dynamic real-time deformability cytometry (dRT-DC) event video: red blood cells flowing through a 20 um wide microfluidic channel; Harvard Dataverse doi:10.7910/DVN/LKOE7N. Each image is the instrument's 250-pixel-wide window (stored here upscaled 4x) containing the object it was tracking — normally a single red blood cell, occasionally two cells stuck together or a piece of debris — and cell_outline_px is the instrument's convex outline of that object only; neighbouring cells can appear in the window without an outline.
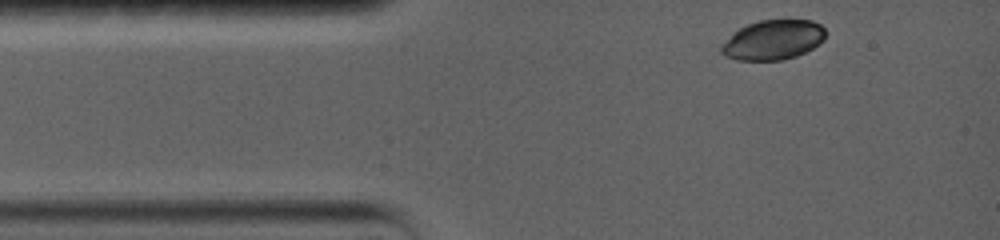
{"species": "common noctule bat (a hibernating species)", "species_latin": "Nyctalus noctula", "temperature_condition": "warm", "stored_images_in_passage": 12, "camera_frame_rate_fps": 5000, "um_per_image_px": 0.085, "animal": {"sex": "female", "body_mass_g": 19.0, "forearm_length_mm": 56.7}, "frame": {"image": 1, "passage_image": 1, "time_ms": 0.0, "image_size_px": [1000, 240], "cell_outline_px": [[824, 40], [812, 48], [796, 56], [784, 60], [736, 60], [724, 56], [720, 52], [720, 48], [732, 32], [748, 24], [760, 20], [784, 16], [812, 20], [820, 24], [824, 28]], "centroid_in_image_um": [65.72, 3.34], "position_along_channel_um": 19.3, "area_um2": 24.85}}
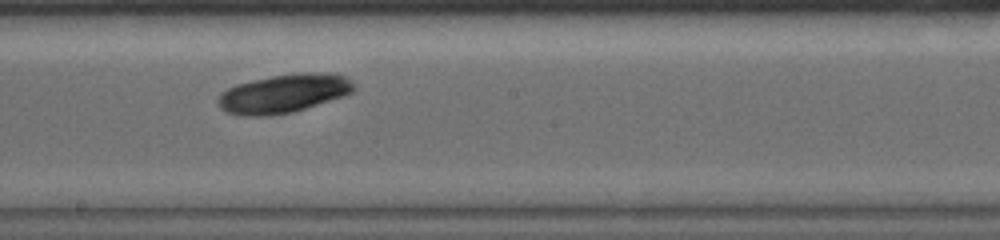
{"frame": {"image": 2, "passage_image": 7, "time_ms": 6.8, "image_size_px": [1000, 240], "cell_outline_px": [[356, 88], [352, 92], [344, 96], [292, 112], [268, 116], [240, 116], [224, 112], [220, 108], [216, 100], [228, 88], [236, 84], [252, 80], [272, 76], [300, 72], [328, 72], [344, 76], [352, 80]], "centroid_in_image_um": [24.12, 7.95], "position_along_channel_um": 224.1, "area_um2": 30.81}}
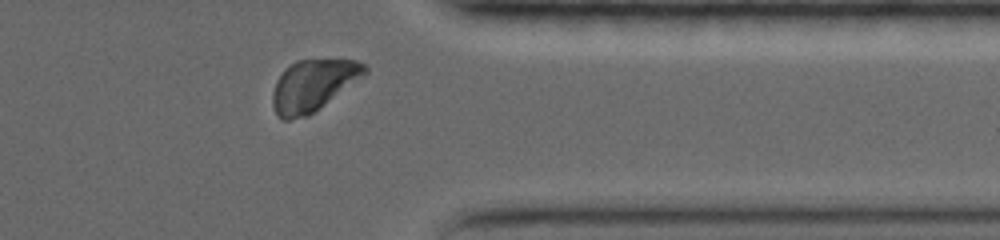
{"frame": {"image": 3, "passage_image": 11, "time_ms": 11.4, "image_size_px": [1000, 240], "cell_outline_px": [[368, 72], [364, 76], [320, 108], [308, 116], [288, 120], [280, 120], [272, 104], [272, 92], [276, 80], [284, 68], [296, 60], [356, 60], [364, 64], [368, 68]], "centroid_in_image_um": [26.59, 7.26], "position_along_channel_um": 384.8, "area_um2": 27.74}, "authors_computed_cell_mechanics": {"area_um2": 27.6284, "velocity_mm_per_s": 3.5987, "shape_relaxation_time_tau1_ms": 0.4768, "shape_relaxation_time_tau2_ms": null, "deformation_change_tau1": 0.0296, "deformation_change_tau2": null}}